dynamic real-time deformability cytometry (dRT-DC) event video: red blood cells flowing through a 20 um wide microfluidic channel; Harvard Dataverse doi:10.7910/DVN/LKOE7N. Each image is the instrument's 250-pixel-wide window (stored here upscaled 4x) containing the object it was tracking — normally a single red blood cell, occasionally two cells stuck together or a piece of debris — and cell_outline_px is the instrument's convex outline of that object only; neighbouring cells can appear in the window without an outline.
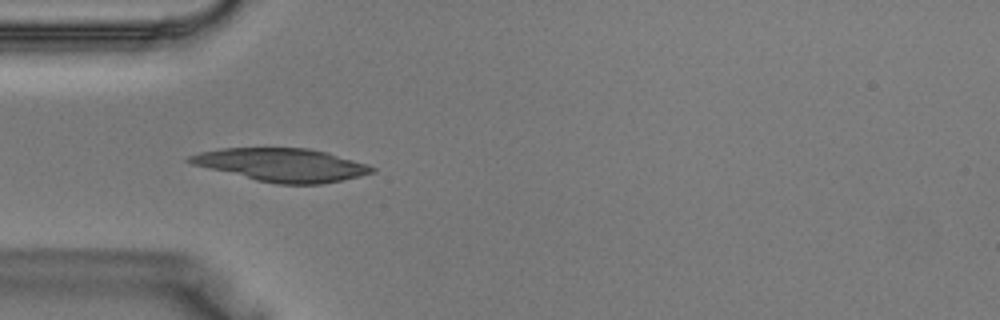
{"species": "Egyptian fruit bat (a non-hibernating species)", "species_latin": "Rousettus aegyptiacus", "temperature_condition": "warm", "stored_images_in_passage": 27, "camera_frame_rate_fps": 3000, "um_per_image_px": 0.085, "animal": {"sex": "male"}, "frame": {"image": 1, "passage_image": 5, "time_ms": 1.333, "image_size_px": [1000, 320], "cell_outline_px": [[376, 172], [360, 176], [320, 184], [276, 184], [256, 180], [192, 164], [184, 160], [188, 156], [200, 152], [220, 148], [308, 148], [328, 152], [376, 168]], "centroid_in_image_um": [23.93, 14.01], "position_along_channel_um": 61.1, "area_um2": 34.97}}
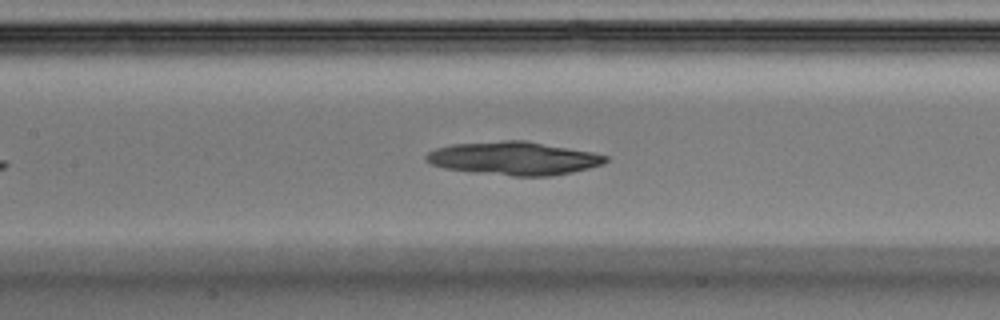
{"frame": {"image": 2, "passage_image": 11, "time_ms": 3.333, "image_size_px": [1000, 320], "cell_outline_px": [[608, 160], [604, 164], [572, 172], [552, 176], [512, 176], [444, 168], [432, 164], [424, 160], [424, 156], [428, 152], [436, 148], [452, 144], [504, 140], [524, 140], [592, 152], [608, 156]], "centroid_in_image_um": [43.67, 13.45], "position_along_channel_um": 163.7, "area_um2": 34.68}}
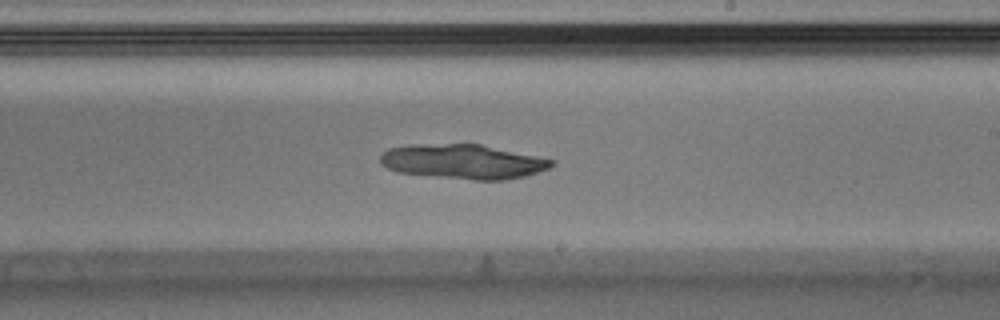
{"frame": {"image": 3, "passage_image": 16, "time_ms": 5.0, "image_size_px": [1000, 320], "cell_outline_px": [[556, 164], [548, 168], [524, 176], [504, 180], [472, 180], [400, 172], [388, 168], [380, 164], [380, 156], [388, 148], [416, 144], [480, 144], [540, 156], [556, 160]], "centroid_in_image_um": [39.4, 13.73], "position_along_channel_um": 249.6, "area_um2": 34.45}}